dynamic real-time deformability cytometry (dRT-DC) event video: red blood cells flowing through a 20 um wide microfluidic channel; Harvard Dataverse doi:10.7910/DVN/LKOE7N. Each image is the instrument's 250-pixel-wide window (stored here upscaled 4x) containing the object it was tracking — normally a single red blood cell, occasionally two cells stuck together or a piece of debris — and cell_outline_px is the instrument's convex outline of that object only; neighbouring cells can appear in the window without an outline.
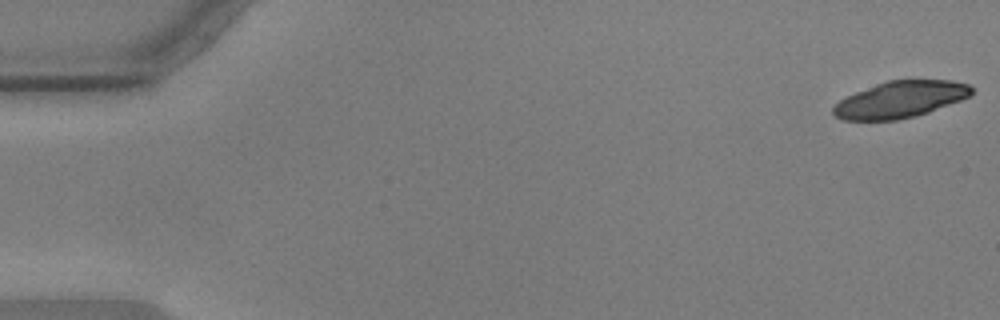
{"species": "common noctule bat (a hibernating species)", "species_latin": "Nyctalus noctula", "temperature_condition": "warm", "stored_images_in_passage": 26, "camera_frame_rate_fps": 3000, "um_per_image_px": 0.085, "animal": {"sex": "male", "body_mass_g": 17.9, "forearm_length_mm": 54.2}, "frame": {"image": 1, "passage_image": 1, "time_ms": 0.0, "image_size_px": [1000, 320], "cell_outline_px": [[972, 92], [968, 96], [960, 100], [928, 112], [916, 116], [896, 120], [840, 120], [832, 112], [832, 108], [840, 100], [856, 92], [876, 84], [888, 80], [952, 80], [968, 84], [972, 88]], "centroid_in_image_um": [76.51, 8.46], "position_along_channel_um": 8.5, "area_um2": 29.19}}
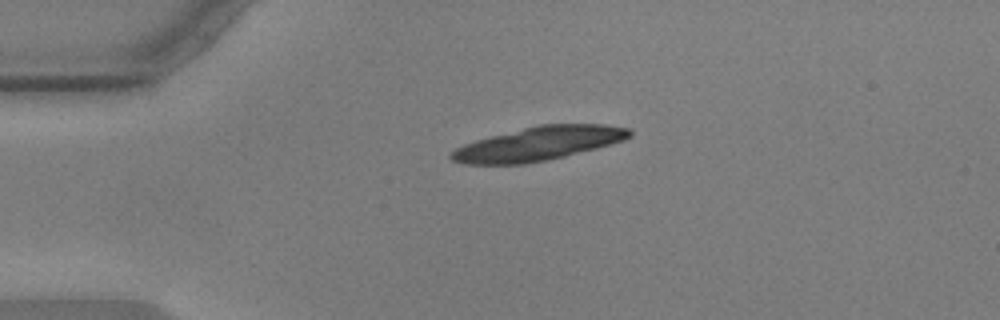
{"frame": {"image": 2, "passage_image": 13, "time_ms": 4.0, "image_size_px": [1000, 320], "cell_outline_px": [[632, 136], [624, 140], [596, 148], [564, 156], [524, 164], [464, 164], [452, 160], [448, 156], [456, 148], [464, 144], [476, 140], [540, 124], [604, 124], [628, 128], [632, 132]], "centroid_in_image_um": [45.78, 12.21], "position_along_channel_um": 39.2, "area_um2": 34.68}}